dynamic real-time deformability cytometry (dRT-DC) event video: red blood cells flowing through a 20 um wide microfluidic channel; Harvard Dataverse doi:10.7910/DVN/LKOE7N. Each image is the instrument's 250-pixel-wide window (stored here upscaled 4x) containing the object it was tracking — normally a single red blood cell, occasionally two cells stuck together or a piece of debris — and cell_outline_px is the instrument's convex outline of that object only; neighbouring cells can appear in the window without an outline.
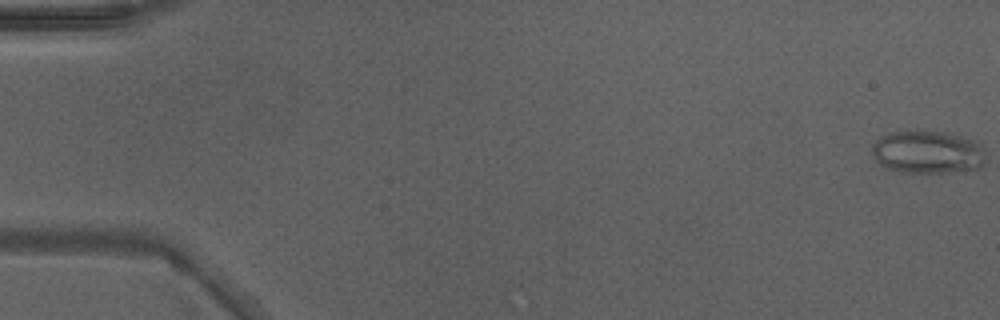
{"species": "Egyptian fruit bat (a non-hibernating species)", "species_latin": "Rousettus aegyptiacus", "temperature_condition": "warm", "stored_images_in_passage": 14, "camera_frame_rate_fps": 3000, "um_per_image_px": 0.085, "animal": {"sex": "male"}, "frame": {"image": 1, "passage_image": 1, "time_ms": 0.0, "image_size_px": [1000, 320], "cell_outline_px": [[984, 160], [980, 168], [948, 172], [904, 172], [884, 168], [876, 160], [872, 152], [872, 144], [880, 136], [888, 132], [920, 128], [948, 132], [972, 140], [980, 144]], "centroid_in_image_um": [78.77, 12.88], "position_along_channel_um": 6.2, "area_um2": 28.9}}
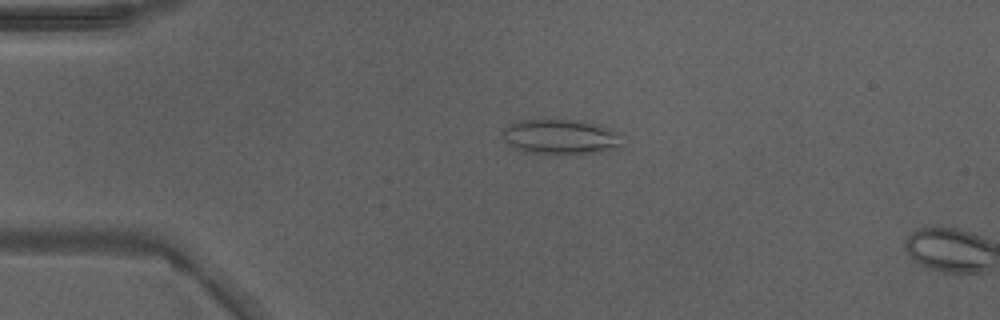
{"frame": {"image": 2, "passage_image": 12, "time_ms": 3.667, "image_size_px": [1000, 320], "cell_outline_px": [[624, 148], [608, 152], [524, 152], [508, 144], [504, 140], [504, 128], [508, 124], [524, 120], [580, 120], [600, 124], [620, 132], [624, 144]], "centroid_in_image_um": [47.79, 11.61], "position_along_channel_um": 37.2, "area_um2": 24.39}}